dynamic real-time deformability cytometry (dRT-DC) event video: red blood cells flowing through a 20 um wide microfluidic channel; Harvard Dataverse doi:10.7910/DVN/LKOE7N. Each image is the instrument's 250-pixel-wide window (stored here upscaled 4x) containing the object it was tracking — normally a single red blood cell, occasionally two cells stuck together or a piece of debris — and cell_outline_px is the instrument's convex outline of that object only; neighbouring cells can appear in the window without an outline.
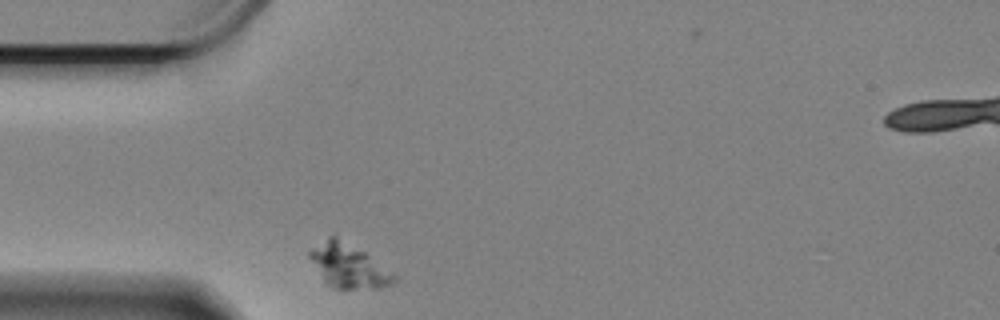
{"species": "Egyptian fruit bat (a non-hibernating species)", "species_latin": "Rousettus aegyptiacus", "temperature_condition": "cold", "stored_images_in_passage": 36, "camera_frame_rate_fps": 3000, "um_per_image_px": 0.085, "animal": {"sex": "female"}, "frame": {"image": 1, "passage_image": 2, "time_ms": 0.333, "image_size_px": [1000, 320], "cell_outline_px": [[396, 280], [380, 288], [336, 288], [324, 284], [308, 256], [308, 252], [312, 248], [328, 236], [336, 236], [364, 252], [392, 272], [396, 276]], "centroid_in_image_um": [29.56, 22.6], "position_along_channel_um": 55.4, "area_um2": 21.27}}
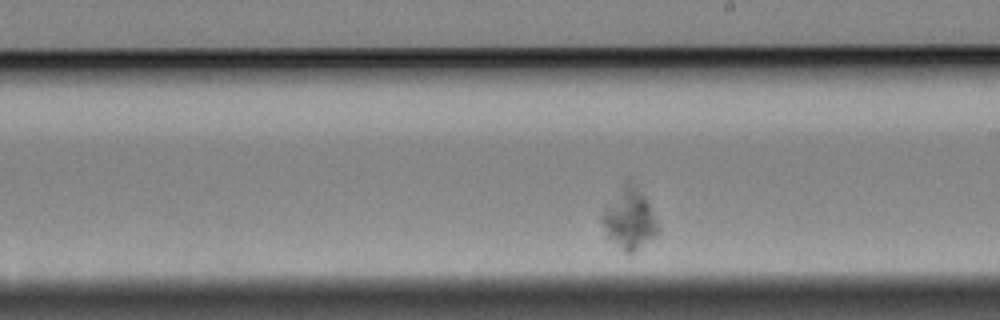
{"frame": {"image": 2, "passage_image": 21, "time_ms": 6.667, "image_size_px": [1000, 320], "cell_outline_px": [[656, 232], [652, 236], [632, 252], [624, 252], [604, 236], [600, 220], [600, 216], [604, 208], [628, 180], [632, 180], [644, 196], [648, 204], [656, 224]], "centroid_in_image_um": [53.38, 18.6], "position_along_channel_um": 235.6, "area_um2": 19.02}}
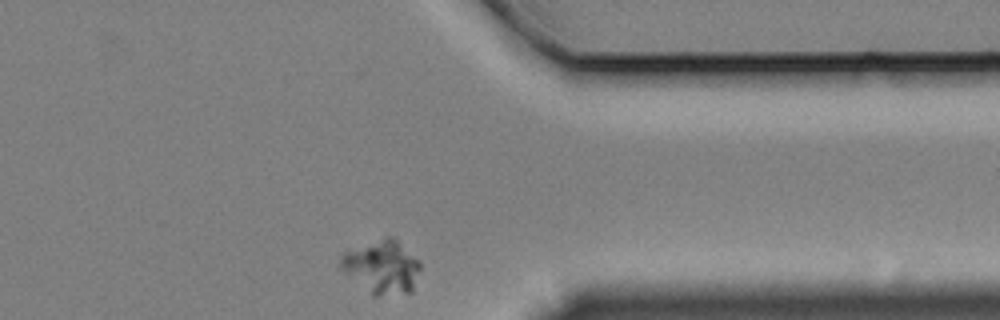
{"frame": {"image": 3, "passage_image": 36, "time_ms": 11.667, "image_size_px": [1000, 320], "cell_outline_px": [[420, 268], [412, 292], [376, 296], [372, 296], [344, 272], [340, 268], [340, 256], [344, 252], [384, 236], [392, 236], [420, 260]], "centroid_in_image_um": [32.46, 22.68], "position_along_channel_um": 378.9, "area_um2": 24.8}}